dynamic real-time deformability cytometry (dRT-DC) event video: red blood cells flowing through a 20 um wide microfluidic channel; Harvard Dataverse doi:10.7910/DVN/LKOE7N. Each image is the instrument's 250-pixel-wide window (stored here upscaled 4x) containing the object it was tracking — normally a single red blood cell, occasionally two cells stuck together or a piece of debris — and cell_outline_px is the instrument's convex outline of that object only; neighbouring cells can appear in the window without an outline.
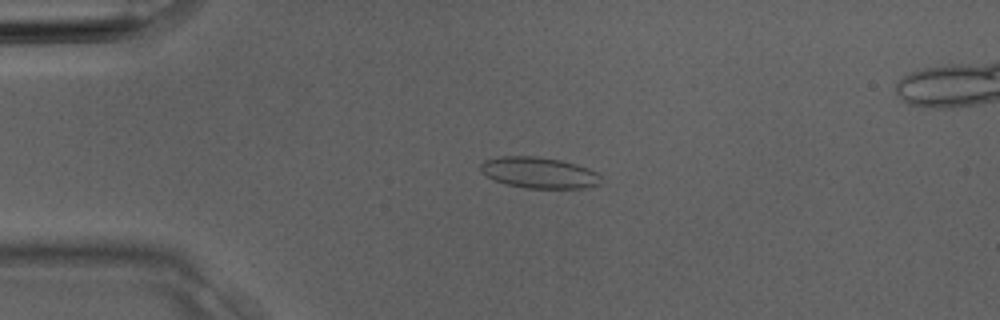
{"species": "Egyptian fruit bat (a non-hibernating species)", "species_latin": "Rousettus aegyptiacus", "temperature_condition": "room temperature", "stored_images_in_passage": 3, "camera_frame_rate_fps": 3000, "um_per_image_px": 0.085, "animal": {"sex": "male"}, "frame": {"image": 1, "passage_image": 2, "time_ms": 0.333, "image_size_px": [1000, 320], "cell_outline_px": [[600, 184], [584, 188], [528, 188], [504, 184], [492, 180], [480, 172], [480, 164], [484, 160], [500, 156], [536, 156], [560, 160], [576, 164], [588, 168], [596, 172], [600, 176]], "centroid_in_image_um": [45.76, 14.68], "position_along_channel_um": 39.2, "area_um2": 21.96}}